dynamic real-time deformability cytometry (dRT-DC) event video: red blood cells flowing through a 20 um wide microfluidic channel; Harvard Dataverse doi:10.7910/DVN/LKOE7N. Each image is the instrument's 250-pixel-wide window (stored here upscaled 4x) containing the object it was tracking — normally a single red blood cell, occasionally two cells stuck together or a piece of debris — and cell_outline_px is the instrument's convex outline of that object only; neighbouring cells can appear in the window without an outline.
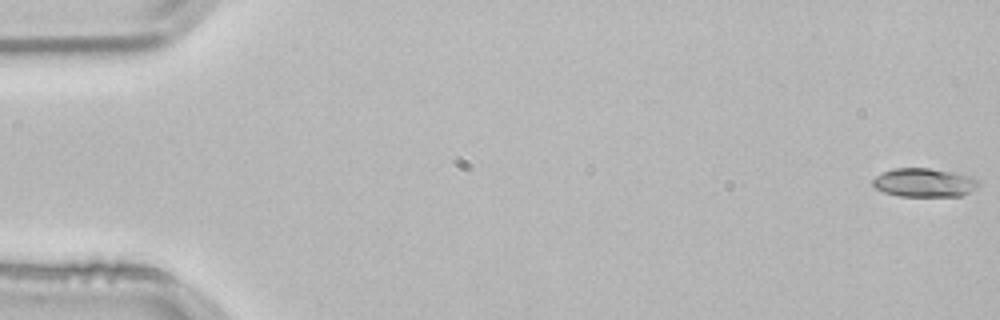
{"species": "common noctule bat (a hibernating species)", "species_latin": "Nyctalus noctula", "temperature_condition": "room temperature", "stored_images_in_passage": 54, "camera_frame_rate_fps": 3000, "um_per_image_px": 0.085, "animal": {"sex": "male", "body_mass_g": 21.5, "forearm_length_mm": 52.0}, "frame": {"image": 1, "passage_image": 1, "time_ms": 0.0, "image_size_px": [1000, 320], "cell_outline_px": [[980, 184], [968, 192], [960, 196], [900, 196], [884, 192], [876, 188], [872, 184], [872, 180], [876, 176], [884, 172], [896, 168], [928, 168], [952, 172], [972, 176]], "centroid_in_image_um": [78.54, 15.52], "position_along_channel_um": 6.5, "area_um2": 17.46}}
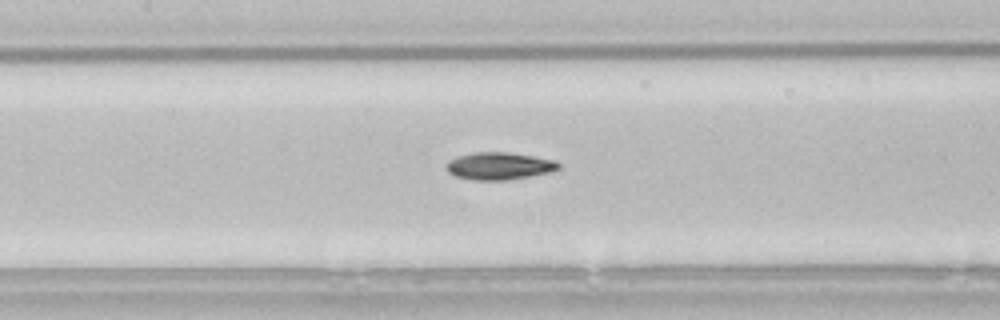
{"frame": {"image": 2, "passage_image": 25, "time_ms": 8.0, "image_size_px": [1000, 320], "cell_outline_px": [[560, 168], [548, 172], [528, 176], [504, 180], [476, 180], [456, 176], [448, 172], [444, 164], [448, 160], [456, 156], [472, 152], [512, 152], [556, 160], [560, 164]], "centroid_in_image_um": [42.39, 14.08], "position_along_channel_um": 165.0, "area_um2": 17.98}}
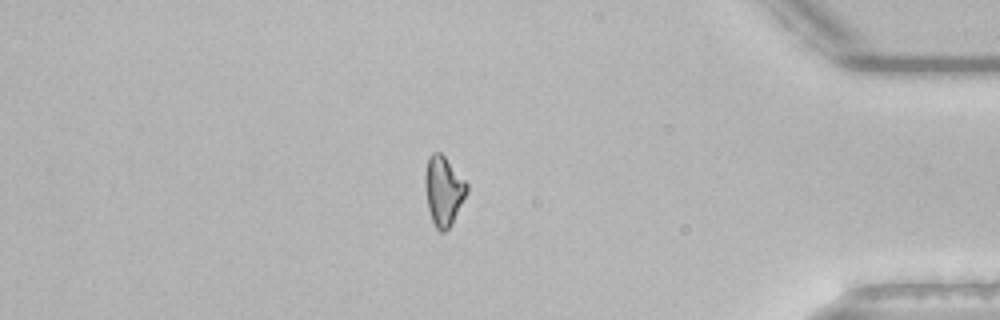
{"frame": {"image": 3, "passage_image": 46, "time_ms": 15.0, "image_size_px": [1000, 320], "cell_outline_px": [[468, 192], [448, 228], [444, 232], [440, 232], [436, 228], [432, 220], [428, 208], [424, 188], [424, 176], [428, 156], [432, 152], [440, 152], [444, 156], [468, 184]], "centroid_in_image_um": [37.67, 16.18], "position_along_channel_um": 397.5, "area_um2": 16.76}, "authors_computed_cell_mechanics": {"area_um2": 16.9932, "velocity_mm_per_s": 3.8251, "shape_relaxation_time_tau1_ms": 4.777, "shape_relaxation_time_tau2_ms": 9.5066, "deformation_change_tau1": 0.1373, "deformation_change_tau2": 0.1667}}